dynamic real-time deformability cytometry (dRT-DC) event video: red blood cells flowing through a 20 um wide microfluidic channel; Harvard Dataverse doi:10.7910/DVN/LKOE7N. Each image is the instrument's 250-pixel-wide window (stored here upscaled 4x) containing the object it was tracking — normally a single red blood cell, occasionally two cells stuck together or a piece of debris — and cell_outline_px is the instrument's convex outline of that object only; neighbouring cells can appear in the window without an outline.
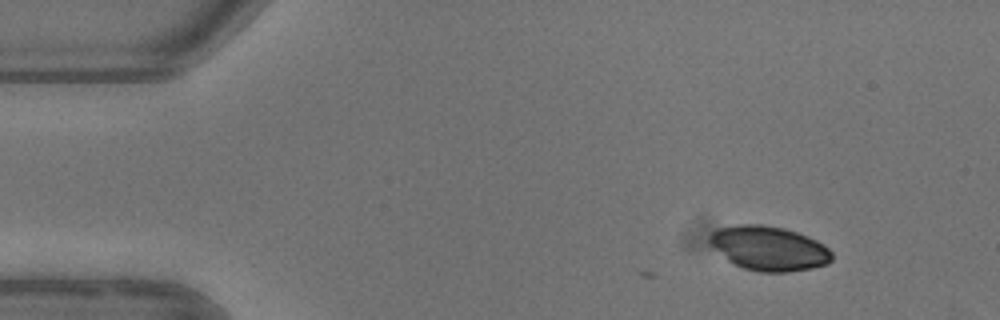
{"species": "common noctule bat (a hibernating species)", "species_latin": "Nyctalus noctula", "temperature_condition": "warm", "stored_images_in_passage": 4, "camera_frame_rate_fps": 3000, "um_per_image_px": 0.085, "animal": {"sex": "female"}, "frame": {"image": 1, "passage_image": 2, "time_ms": 1.333, "image_size_px": [1000, 320], "cell_outline_px": [[832, 260], [828, 264], [812, 268], [788, 272], [760, 272], [744, 268], [728, 260], [708, 240], [708, 236], [712, 232], [720, 228], [740, 224], [764, 224], [784, 228], [808, 236], [824, 244], [832, 252]], "centroid_in_image_um": [65.41, 21.1], "position_along_channel_um": 19.6, "area_um2": 31.5}}